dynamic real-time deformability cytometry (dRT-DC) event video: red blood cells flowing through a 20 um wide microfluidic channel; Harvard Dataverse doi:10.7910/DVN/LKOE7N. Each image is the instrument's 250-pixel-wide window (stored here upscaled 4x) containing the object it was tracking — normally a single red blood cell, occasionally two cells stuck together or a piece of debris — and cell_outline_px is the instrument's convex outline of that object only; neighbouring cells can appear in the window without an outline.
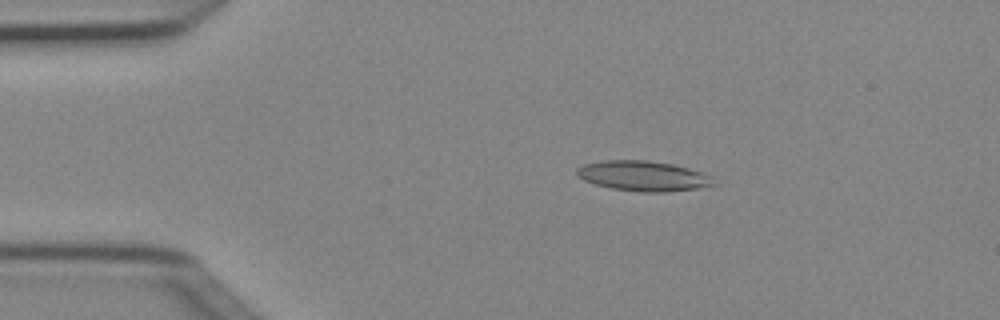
{"species": "Egyptian fruit bat (a non-hibernating species)", "species_latin": "Rousettus aegyptiacus", "temperature_condition": "cold", "stored_images_in_passage": 4, "camera_frame_rate_fps": 3000, "um_per_image_px": 0.085, "animal": {"sex": "female"}, "frame": {"image": 1, "passage_image": 2, "time_ms": 0.333, "image_size_px": [1000, 320], "cell_outline_px": [[720, 184], [696, 188], [664, 192], [644, 192], [612, 188], [596, 184], [584, 180], [576, 176], [576, 168], [584, 164], [600, 160], [648, 160], [672, 164], [688, 168], [712, 176]], "centroid_in_image_um": [54.68, 14.95], "position_along_channel_um": 30.3, "area_um2": 24.1}}
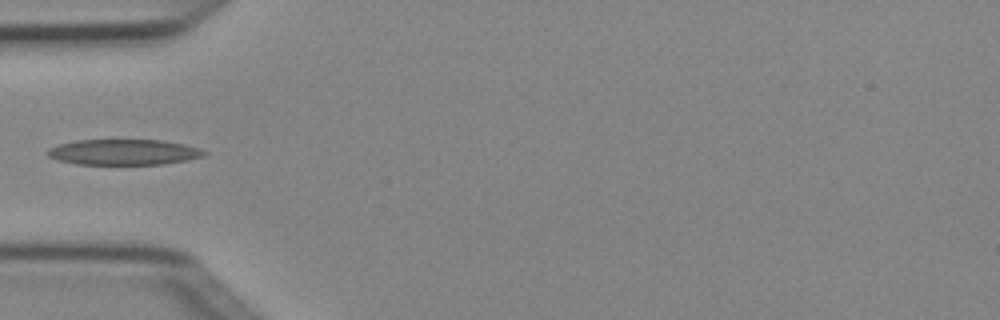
{"frame": {"image": 2, "passage_image": 4, "time_ms": 1.0, "image_size_px": [1000, 320], "cell_outline_px": [[208, 152], [204, 156], [188, 160], [164, 164], [76, 164], [60, 160], [48, 156], [48, 148], [60, 144], [76, 140], [160, 140], [184, 144], [200, 148]], "centroid_in_image_um": [10.56, 12.93], "position_along_channel_um": 74.4, "area_um2": 23.29}}